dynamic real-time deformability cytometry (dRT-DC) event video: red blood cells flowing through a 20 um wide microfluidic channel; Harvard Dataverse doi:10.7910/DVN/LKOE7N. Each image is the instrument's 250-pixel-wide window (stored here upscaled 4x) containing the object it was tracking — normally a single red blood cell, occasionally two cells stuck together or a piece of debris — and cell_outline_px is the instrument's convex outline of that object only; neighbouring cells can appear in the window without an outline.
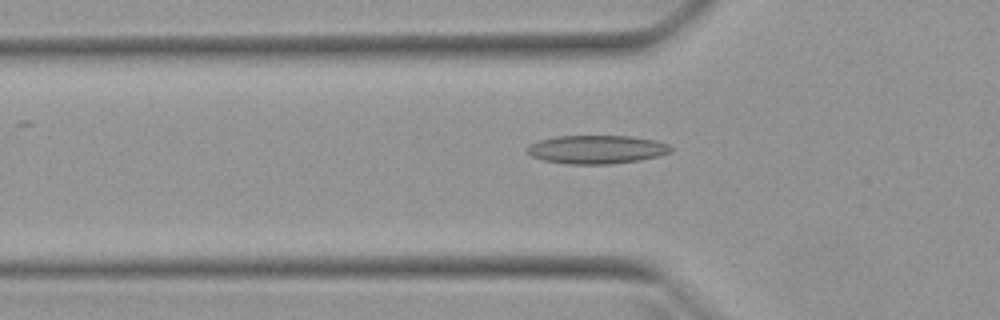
{"species": "Egyptian fruit bat (a non-hibernating species)", "species_latin": "Rousettus aegyptiacus", "temperature_condition": "warm", "stored_images_in_passage": 51, "camera_frame_rate_fps": 3000, "um_per_image_px": 0.085, "animal": {"sex": "female"}, "frame": {"image": 1, "passage_image": 17, "time_ms": 5.333, "image_size_px": [1000, 320], "cell_outline_px": [[672, 148], [668, 152], [656, 156], [636, 160], [612, 164], [568, 164], [544, 160], [532, 156], [528, 152], [528, 144], [540, 140], [556, 136], [628, 136], [656, 140], [668, 144]], "centroid_in_image_um": [50.68, 12.7], "position_along_channel_um": 75.1, "area_um2": 23.52}}
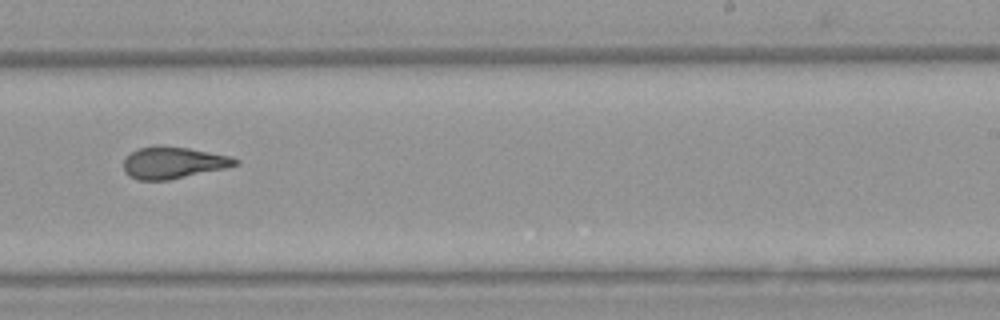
{"frame": {"image": 2, "passage_image": 32, "time_ms": 10.333, "image_size_px": [1000, 320], "cell_outline_px": [[240, 164], [224, 168], [168, 180], [136, 180], [128, 176], [124, 172], [124, 160], [132, 152], [140, 148], [156, 144], [188, 148], [232, 156], [240, 160]], "centroid_in_image_um": [14.72, 13.82], "position_along_channel_um": 274.3, "area_um2": 20.75}}
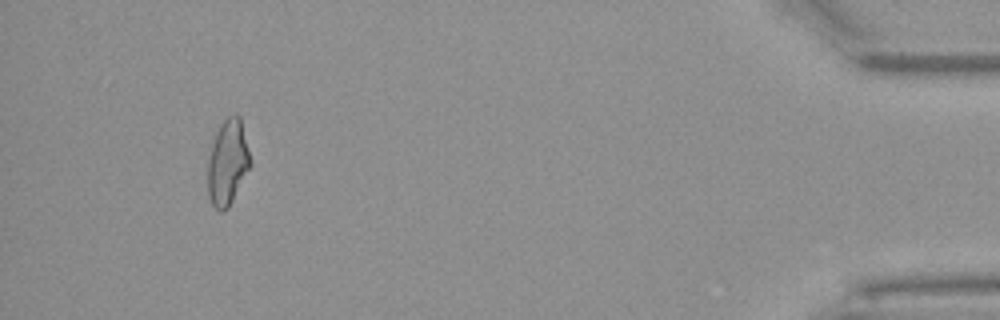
{"frame": {"image": 3, "passage_image": 48, "time_ms": 15.667, "image_size_px": [1000, 320], "cell_outline_px": [[252, 164], [228, 208], [224, 212], [220, 212], [212, 204], [208, 196], [208, 156], [212, 132], [228, 116], [236, 112], [240, 116], [252, 160]], "centroid_in_image_um": [19.34, 13.75], "position_along_channel_um": 415.9, "area_um2": 21.91}, "authors_computed_cell_mechanics": {"area_um2": 21.4438, "velocity_mm_per_s": 3.9813, "shape_relaxation_time_tau1_ms": null, "shape_relaxation_time_tau2_ms": 1.8067, "deformation_change_tau1": null, "deformation_change_tau2": 0.094}}